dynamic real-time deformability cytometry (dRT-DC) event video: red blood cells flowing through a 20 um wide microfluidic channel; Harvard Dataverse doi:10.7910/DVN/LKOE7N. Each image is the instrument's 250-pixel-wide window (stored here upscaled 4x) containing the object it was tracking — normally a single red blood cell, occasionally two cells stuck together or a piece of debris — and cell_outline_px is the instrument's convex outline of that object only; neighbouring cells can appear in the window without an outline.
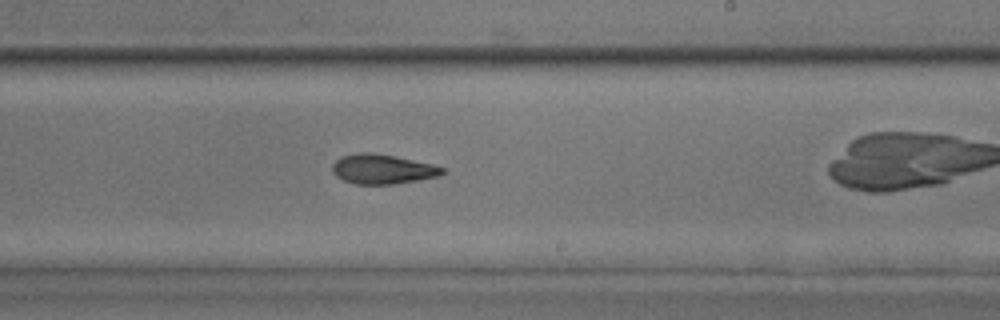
{"species": "common noctule bat (a hibernating species)", "species_latin": "Nyctalus noctula", "temperature_condition": "room temperature", "stored_images_in_passage": 37, "camera_frame_rate_fps": 3000, "um_per_image_px": 0.085, "animal": {"sex": "male", "body_mass_g": 17.9, "forearm_length_mm": 54.2}, "frame": {"image": 1, "passage_image": 22, "time_ms": 7.0, "image_size_px": [1000, 320], "cell_outline_px": [[444, 172], [440, 176], [420, 180], [396, 184], [356, 184], [344, 180], [336, 176], [332, 172], [332, 164], [340, 156], [356, 152], [368, 152], [392, 156], [432, 164], [444, 168]], "centroid_in_image_um": [32.49, 14.38], "position_along_channel_um": 256.5, "area_um2": 19.02}}